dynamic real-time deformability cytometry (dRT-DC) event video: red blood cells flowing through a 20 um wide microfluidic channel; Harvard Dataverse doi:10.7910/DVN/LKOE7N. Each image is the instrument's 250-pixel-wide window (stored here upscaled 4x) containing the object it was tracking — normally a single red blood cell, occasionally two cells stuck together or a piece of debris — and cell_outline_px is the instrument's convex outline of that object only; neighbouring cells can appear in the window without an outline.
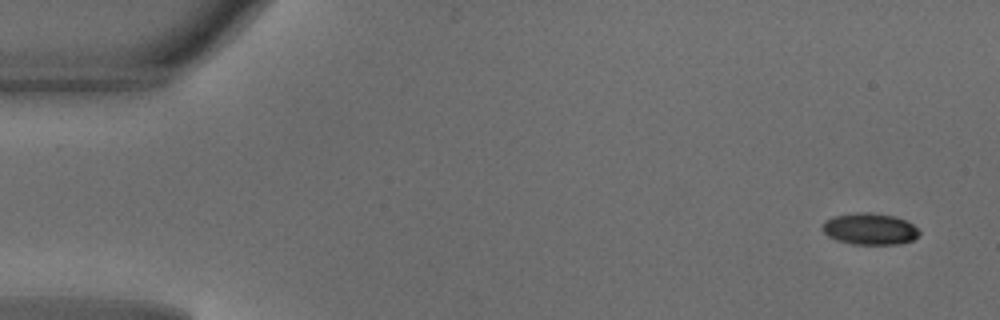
{"species": "common noctule bat (a hibernating species)", "species_latin": "Nyctalus noctula", "temperature_condition": "warm", "stored_images_in_passage": 47, "camera_frame_rate_fps": 3000, "um_per_image_px": 0.085, "animal": {"sex": "male", "body_mass_g": 18.8}, "frame": {"image": 1, "passage_image": 1, "time_ms": 0.0, "image_size_px": [1000, 320], "cell_outline_px": [[920, 232], [912, 240], [900, 244], [852, 244], [836, 240], [828, 236], [820, 228], [824, 220], [836, 216], [856, 212], [868, 212], [896, 216], [912, 224]], "centroid_in_image_um": [73.89, 19.46], "position_along_channel_um": 11.1, "area_um2": 17.8}}
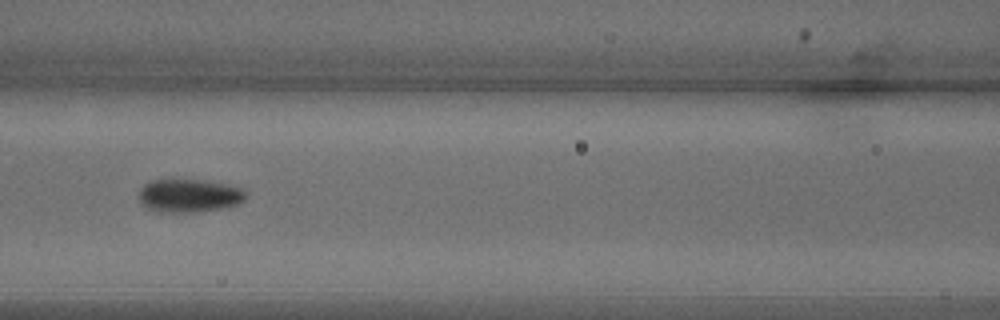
{"frame": {"image": 2, "passage_image": 20, "time_ms": 6.333, "image_size_px": [1000, 320], "cell_outline_px": [[244, 200], [236, 204], [224, 208], [192, 212], [156, 212], [140, 204], [140, 188], [144, 184], [152, 180], [168, 176], [212, 180], [228, 184], [240, 188], [244, 192]], "centroid_in_image_um": [16.01, 16.57], "position_along_channel_um": 150.6, "area_um2": 21.56}}
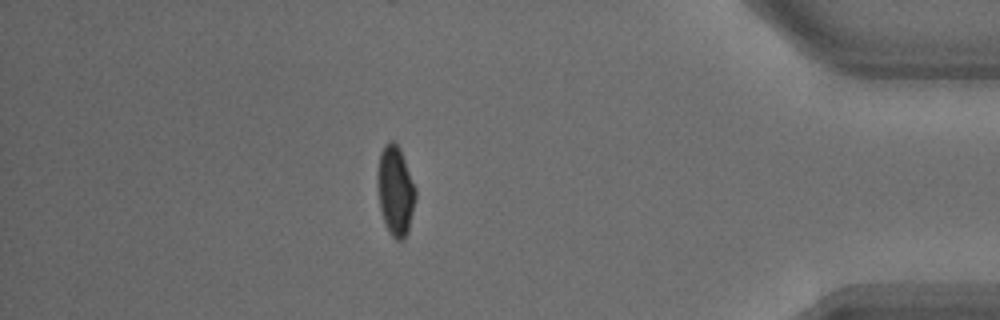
{"frame": {"image": 3, "passage_image": 41, "time_ms": 13.333, "image_size_px": [1000, 320], "cell_outline_px": [[416, 200], [408, 232], [400, 240], [396, 240], [388, 232], [380, 208], [376, 184], [376, 176], [380, 152], [384, 144], [388, 140], [392, 140], [400, 148], [416, 188]], "centroid_in_image_um": [33.6, 16.18], "position_along_channel_um": 401.6, "area_um2": 20.17}, "authors_computed_cell_mechanics": {"area_um2": 19.8254, "velocity_mm_per_s": 4.1538, "shape_relaxation_time_tau1_ms": 2.1663, "shape_relaxation_time_tau2_ms": null, "deformation_change_tau1": 0.1199, "deformation_change_tau2": null}}